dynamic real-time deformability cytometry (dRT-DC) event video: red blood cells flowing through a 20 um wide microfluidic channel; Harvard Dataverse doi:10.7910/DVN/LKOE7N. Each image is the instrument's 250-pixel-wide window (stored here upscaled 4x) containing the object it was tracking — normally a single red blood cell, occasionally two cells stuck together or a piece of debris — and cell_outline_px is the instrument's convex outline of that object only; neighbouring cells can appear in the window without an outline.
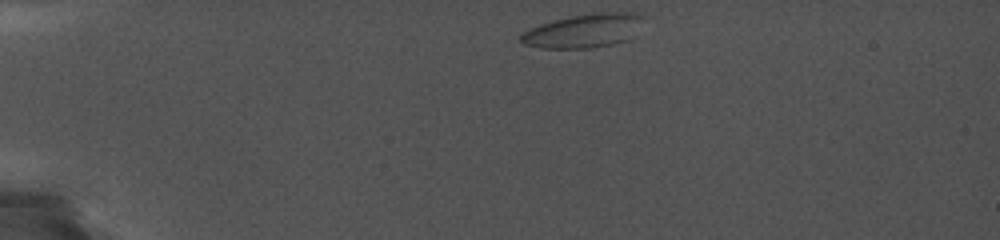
{"species": "common noctule bat (a hibernating species)", "species_latin": "Nyctalus noctula", "temperature_condition": "cold", "stored_images_in_passage": 56, "camera_frame_rate_fps": 5000, "um_per_image_px": 0.085, "animal": {"sex": "female", "body_mass_g": 19.0, "forearm_length_mm": 56.7}, "frame": {"image": 1, "passage_image": 1, "time_ms": 0.0, "image_size_px": [1000, 240], "cell_outline_px": [[644, 16], [628, 40], [612, 44], [592, 48], [544, 48], [524, 44], [520, 40], [520, 36], [524, 32], [532, 28], [552, 20], [600, 12], [628, 12]], "centroid_in_image_um": [49.6, 2.63], "position_along_channel_um": 35.4, "area_um2": 23.47}}
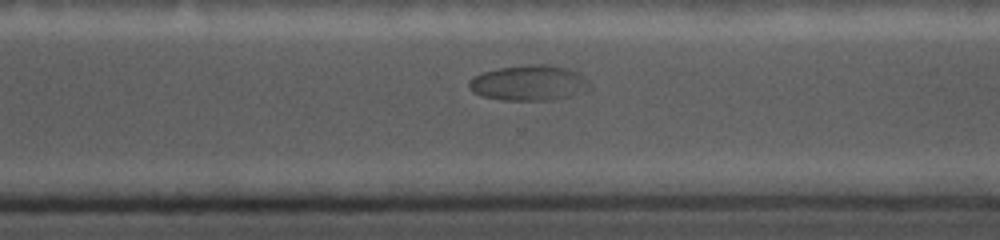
{"frame": {"image": 2, "passage_image": 41, "time_ms": 10.4, "image_size_px": [1000, 240], "cell_outline_px": [[592, 88], [584, 92], [552, 100], [504, 100], [480, 96], [472, 92], [468, 88], [468, 84], [472, 76], [484, 72], [500, 68], [532, 64], [544, 64], [568, 68], [584, 76], [592, 84]], "centroid_in_image_um": [44.98, 7.05], "position_along_channel_um": 325.6, "area_um2": 25.09}}
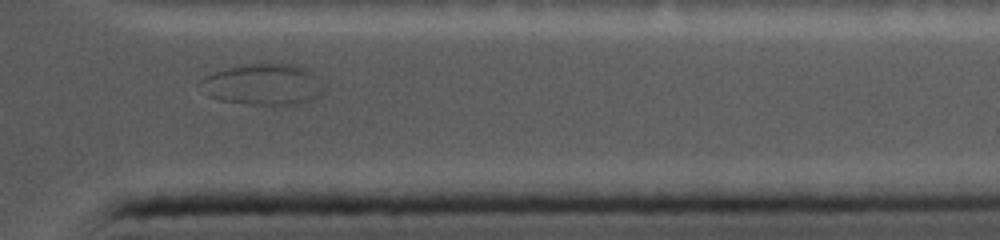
{"frame": {"image": 3, "passage_image": 48, "time_ms": 12.2, "image_size_px": [1000, 240], "cell_outline_px": [[324, 92], [312, 100], [292, 104], [248, 104], [220, 100], [208, 96], [200, 80], [204, 76], [216, 72], [244, 64], [296, 64], [320, 76], [324, 84]], "centroid_in_image_um": [22.44, 7.17], "position_along_channel_um": 389.0, "area_um2": 29.42}}